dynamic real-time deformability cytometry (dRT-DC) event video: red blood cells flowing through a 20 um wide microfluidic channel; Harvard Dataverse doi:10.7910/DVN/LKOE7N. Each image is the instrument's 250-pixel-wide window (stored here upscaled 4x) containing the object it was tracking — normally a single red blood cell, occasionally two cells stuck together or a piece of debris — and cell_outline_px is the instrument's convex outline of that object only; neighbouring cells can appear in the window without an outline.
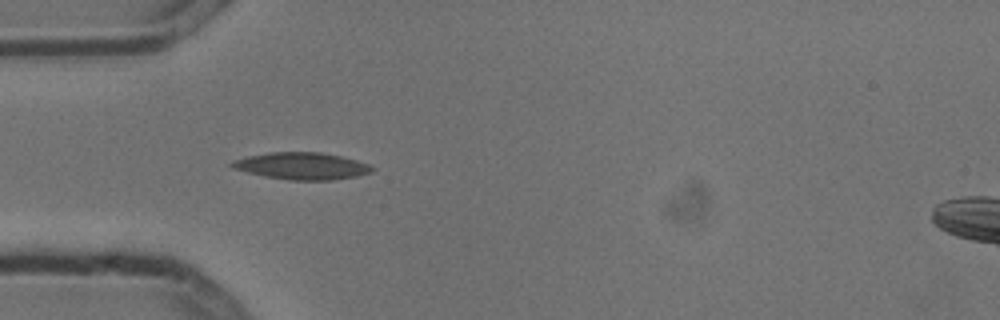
{"species": "common noctule bat (a hibernating species)", "species_latin": "Nyctalus noctula", "temperature_condition": "cold", "stored_images_in_passage": 4, "camera_frame_rate_fps": 3000, "um_per_image_px": 0.085, "animal": {"sex": "male", "body_mass_g": 13.3}, "frame": {"image": 1, "passage_image": 4, "time_ms": 1.0, "image_size_px": [1000, 320], "cell_outline_px": [[376, 168], [372, 172], [356, 176], [332, 180], [288, 180], [264, 176], [232, 168], [228, 164], [232, 160], [248, 156], [272, 152], [320, 152], [340, 156], [356, 160], [368, 164]], "centroid_in_image_um": [25.65, 14.11], "position_along_channel_um": 59.4, "area_um2": 22.02}}